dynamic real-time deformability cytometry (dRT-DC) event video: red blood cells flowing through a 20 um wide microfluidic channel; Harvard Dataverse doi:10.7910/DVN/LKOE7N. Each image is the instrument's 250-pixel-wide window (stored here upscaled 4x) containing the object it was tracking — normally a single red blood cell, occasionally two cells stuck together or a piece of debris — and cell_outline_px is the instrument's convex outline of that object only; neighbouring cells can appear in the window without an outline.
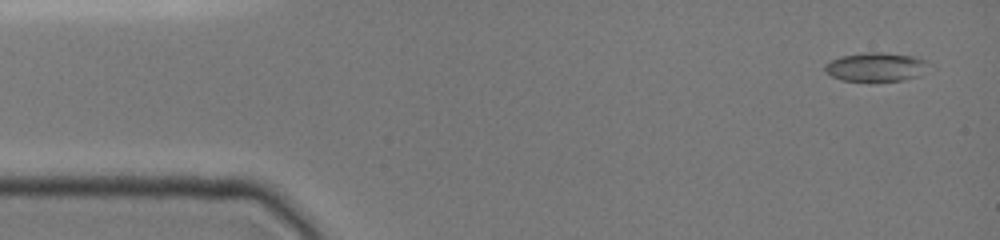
{"species": "common noctule bat (a hibernating species)", "species_latin": "Nyctalus noctula", "temperature_condition": "cold", "stored_images_in_passage": 49, "camera_frame_rate_fps": 3000, "um_per_image_px": 0.085, "animal": {"sex": "female", "body_mass_g": 19.0, "forearm_length_mm": 51.5}, "frame": {"image": 1, "passage_image": 1, "time_ms": 0.0, "image_size_px": [1000, 240], "cell_outline_px": [[928, 68], [920, 76], [904, 80], [840, 80], [832, 76], [824, 68], [832, 60], [840, 56], [864, 52], [880, 52], [916, 56], [928, 60]], "centroid_in_image_um": [74.53, 5.67], "position_along_channel_um": 10.5, "area_um2": 17.34}}
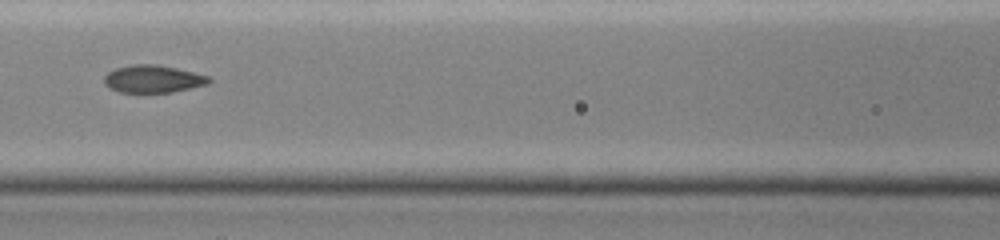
{"frame": {"image": 2, "passage_image": 22, "time_ms": 6.333, "image_size_px": [1000, 240], "cell_outline_px": [[212, 80], [208, 84], [192, 88], [172, 92], [120, 92], [104, 84], [104, 76], [108, 72], [116, 68], [132, 64], [156, 64], [176, 68], [208, 76]], "centroid_in_image_um": [13.01, 6.7], "position_along_channel_um": 153.6, "area_um2": 16.7}}
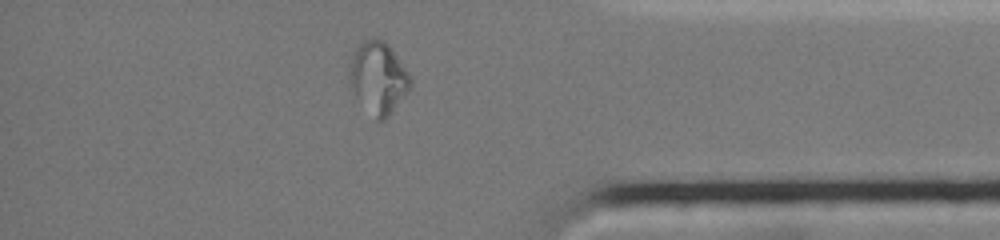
{"frame": {"image": 3, "passage_image": 42, "time_ms": 13.0, "image_size_px": [1000, 240], "cell_outline_px": [[412, 88], [388, 116], [384, 120], [376, 120], [348, 84], [348, 60], [356, 48], [364, 40], [372, 36], [384, 40], [392, 48], [408, 72], [412, 80]], "centroid_in_image_um": [32.14, 6.56], "position_along_channel_um": 403.1, "area_um2": 25.84}}